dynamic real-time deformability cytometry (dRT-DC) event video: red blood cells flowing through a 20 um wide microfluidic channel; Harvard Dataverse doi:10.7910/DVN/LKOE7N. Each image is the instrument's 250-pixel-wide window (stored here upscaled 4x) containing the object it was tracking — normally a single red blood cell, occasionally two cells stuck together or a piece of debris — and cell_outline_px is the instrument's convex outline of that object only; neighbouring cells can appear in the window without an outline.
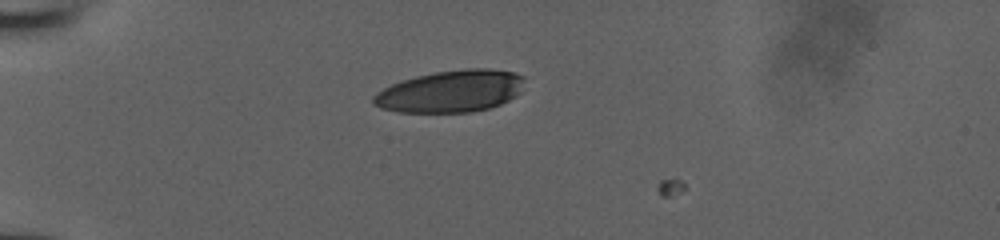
{"species": "human", "species_latin": "Homo sapiens", "temperature_condition": "room temperature", "stored_images_in_passage": 4, "camera_frame_rate_fps": 3000, "um_per_image_px": 0.085, "donor": {"sex": "male"}, "frame": {"image": 1, "passage_image": 1, "time_ms": 0.0, "image_size_px": [1000, 240], "cell_outline_px": [[524, 80], [520, 92], [516, 96], [500, 104], [488, 108], [472, 112], [396, 112], [380, 108], [372, 104], [372, 96], [376, 92], [392, 84], [416, 76], [436, 72], [468, 68], [488, 68], [512, 72], [524, 76]], "centroid_in_image_um": [38.3, 7.76], "position_along_channel_um": 46.7, "area_um2": 36.99}}